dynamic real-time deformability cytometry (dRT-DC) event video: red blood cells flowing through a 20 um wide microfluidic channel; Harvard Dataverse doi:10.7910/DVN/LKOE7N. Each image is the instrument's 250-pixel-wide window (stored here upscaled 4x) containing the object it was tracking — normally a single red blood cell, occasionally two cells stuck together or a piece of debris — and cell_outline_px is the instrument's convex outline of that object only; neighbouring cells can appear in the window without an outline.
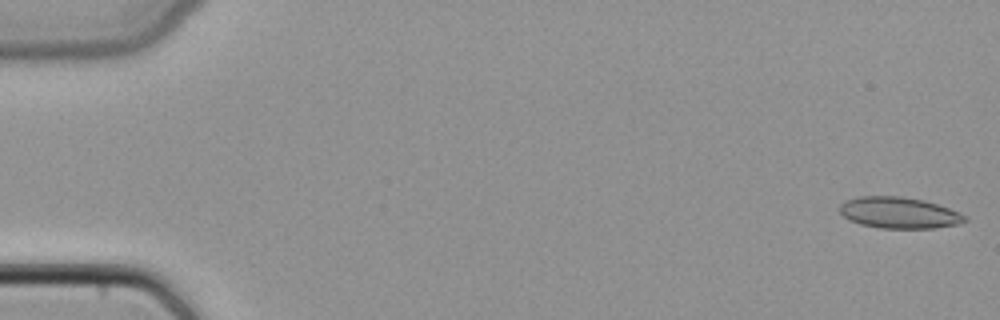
{"species": "common noctule bat (a hibernating species)", "species_latin": "Nyctalus noctula", "temperature_condition": "cold", "stored_images_in_passage": 48, "camera_frame_rate_fps": 3000, "um_per_image_px": 0.085, "animal": {"sex": "female", "body_mass_g": 22.7, "forearm_length_mm": 54.2}, "frame": {"image": 1, "passage_image": 1, "time_ms": 0.0, "image_size_px": [1000, 320], "cell_outline_px": [[968, 220], [956, 224], [932, 228], [880, 228], [860, 224], [848, 220], [840, 212], [840, 204], [844, 200], [860, 196], [900, 196], [924, 200], [960, 212], [968, 216]], "centroid_in_image_um": [76.4, 18.08], "position_along_channel_um": 8.6, "area_um2": 22.83}}
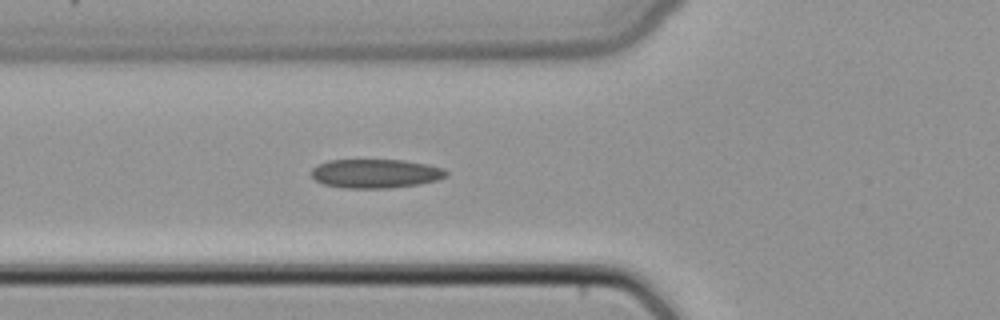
{"frame": {"image": 2, "passage_image": 18, "time_ms": 5.667, "image_size_px": [1000, 320], "cell_outline_px": [[448, 176], [436, 180], [420, 184], [388, 188], [344, 188], [324, 184], [316, 180], [312, 176], [312, 168], [316, 164], [328, 160], [404, 160], [428, 164], [444, 168], [448, 172]], "centroid_in_image_um": [31.94, 14.74], "position_along_channel_um": 93.9, "area_um2": 22.89}}
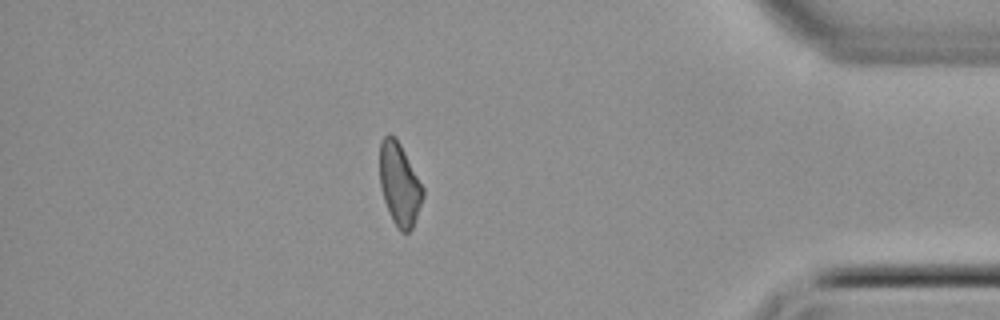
{"frame": {"image": 3, "passage_image": 42, "time_ms": 13.667, "image_size_px": [1000, 320], "cell_outline_px": [[424, 196], [412, 228], [408, 232], [400, 232], [392, 220], [384, 200], [380, 188], [380, 140], [388, 132], [396, 136], [424, 188]], "centroid_in_image_um": [33.94, 15.63], "position_along_channel_um": 401.3, "area_um2": 20.87}}